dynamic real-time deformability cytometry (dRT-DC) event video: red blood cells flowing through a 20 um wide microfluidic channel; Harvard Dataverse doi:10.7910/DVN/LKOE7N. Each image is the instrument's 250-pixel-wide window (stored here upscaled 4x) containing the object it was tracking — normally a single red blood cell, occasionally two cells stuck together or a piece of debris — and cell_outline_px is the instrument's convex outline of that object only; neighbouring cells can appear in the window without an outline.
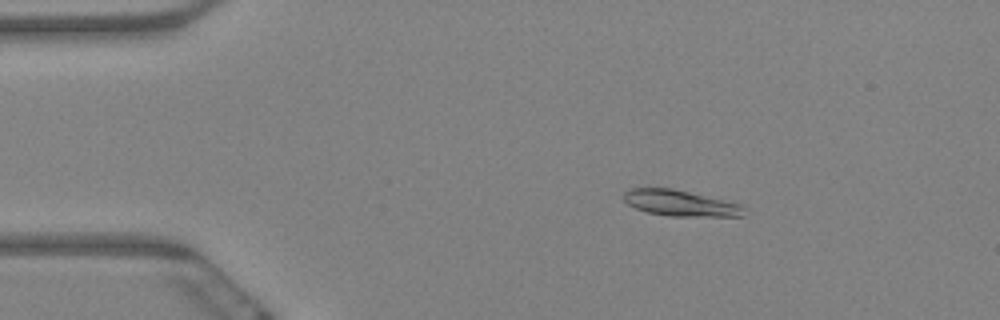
{"species": "Egyptian fruit bat (a non-hibernating species)", "species_latin": "Rousettus aegyptiacus", "temperature_condition": "warm", "stored_images_in_passage": 63, "camera_frame_rate_fps": 3000, "um_per_image_px": 0.085, "animal": {"sex": "female"}, "frame": {"image": 1, "passage_image": 11, "time_ms": 3.333, "image_size_px": [1000, 320], "cell_outline_px": [[744, 216], [668, 216], [648, 212], [636, 208], [628, 204], [624, 200], [624, 192], [632, 188], [672, 188], [740, 204], [744, 208]], "centroid_in_image_um": [57.81, 17.27], "position_along_channel_um": 27.2, "area_um2": 17.92}}
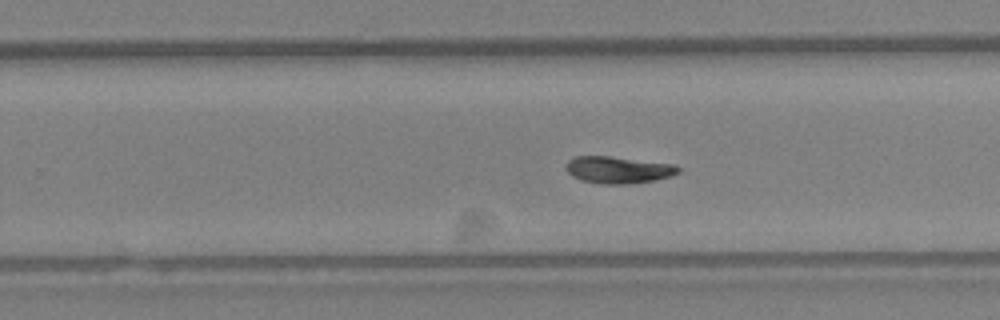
{"frame": {"image": 2, "passage_image": 40, "time_ms": 13.0, "image_size_px": [1000, 320], "cell_outline_px": [[680, 172], [672, 176], [656, 180], [628, 184], [600, 184], [580, 180], [572, 176], [568, 172], [568, 160], [576, 156], [608, 156], [676, 164], [680, 168]], "centroid_in_image_um": [52.6, 14.44], "position_along_channel_um": 277.2, "area_um2": 17.69}}
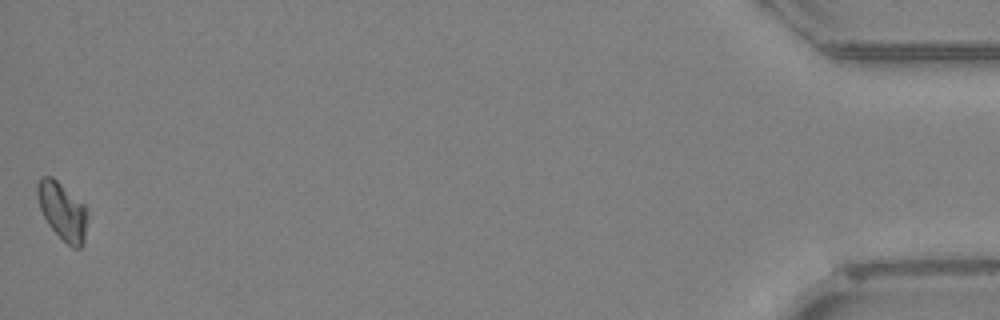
{"frame": {"image": 3, "passage_image": 63, "time_ms": 20.667, "image_size_px": [1000, 320], "cell_outline_px": [[88, 216], [84, 244], [80, 248], [72, 248], [48, 224], [40, 208], [36, 196], [36, 184], [40, 176], [52, 176], [84, 204]], "centroid_in_image_um": [5.3, 17.93], "position_along_channel_um": 429.9, "area_um2": 16.88}, "authors_computed_cell_mechanics": {"area_um2": 17.5712, "velocity_mm_per_s": 3.2445, "shape_relaxation_time_tau1_ms": 7.639, "shape_relaxation_time_tau2_ms": 8.1442, "deformation_change_tau1": 0.1428, "deformation_change_tau2": 0.082}}